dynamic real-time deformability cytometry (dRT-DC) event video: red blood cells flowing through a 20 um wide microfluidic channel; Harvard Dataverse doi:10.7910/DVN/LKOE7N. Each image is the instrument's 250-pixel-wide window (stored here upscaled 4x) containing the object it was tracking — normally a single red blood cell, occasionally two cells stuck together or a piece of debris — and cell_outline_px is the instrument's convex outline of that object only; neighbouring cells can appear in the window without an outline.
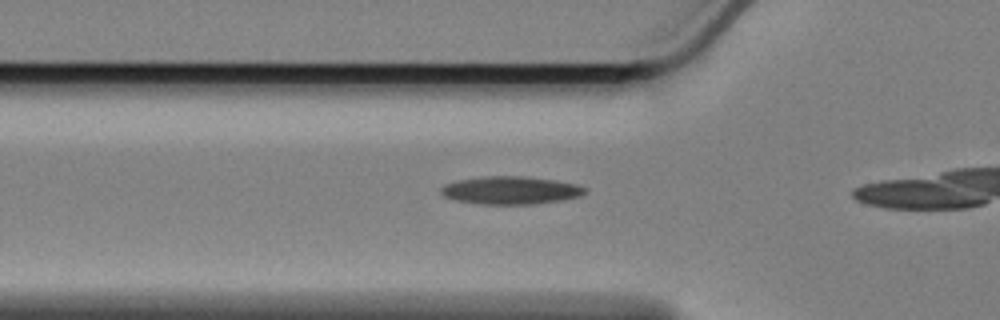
{"species": "Egyptian fruit bat (a non-hibernating species)", "species_latin": "Rousettus aegyptiacus", "temperature_condition": "cold", "stored_images_in_passage": 13, "camera_frame_rate_fps": 3000, "um_per_image_px": 0.085, "animal": {"sex": "female"}, "frame": {"image": 1, "passage_image": 8, "time_ms": 2.333, "image_size_px": [1000, 320], "cell_outline_px": [[588, 192], [580, 196], [560, 200], [536, 204], [480, 204], [456, 200], [444, 196], [440, 192], [440, 188], [444, 184], [460, 180], [484, 176], [524, 176], [552, 180], [576, 184], [584, 188]], "centroid_in_image_um": [43.38, 16.18], "position_along_channel_um": 82.4, "area_um2": 23.24}}
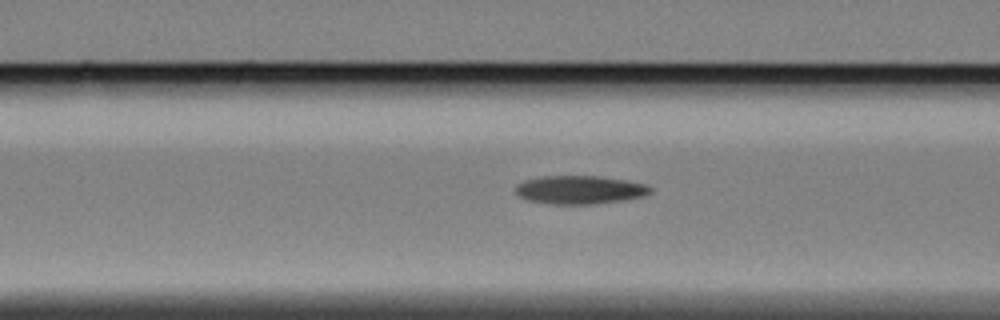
{"frame": {"image": 2, "passage_image": 11, "time_ms": 3.333, "image_size_px": [1000, 320], "cell_outline_px": [[652, 192], [644, 196], [624, 200], [592, 204], [552, 204], [528, 200], [520, 196], [516, 192], [516, 184], [524, 180], [544, 176], [600, 176], [624, 180], [644, 184], [652, 188]], "centroid_in_image_um": [49.28, 16.13], "position_along_channel_um": 117.3, "area_um2": 22.2}}